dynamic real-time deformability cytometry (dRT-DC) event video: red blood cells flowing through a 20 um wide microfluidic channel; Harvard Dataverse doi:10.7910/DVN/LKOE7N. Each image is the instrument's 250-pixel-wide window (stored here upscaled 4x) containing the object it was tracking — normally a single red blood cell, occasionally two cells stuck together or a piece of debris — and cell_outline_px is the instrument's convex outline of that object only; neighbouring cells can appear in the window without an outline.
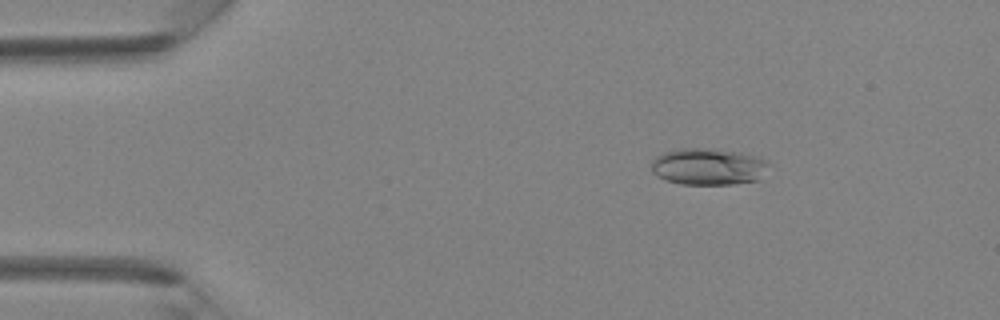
{"species": "Egyptian fruit bat (a non-hibernating species)", "species_latin": "Rousettus aegyptiacus", "temperature_condition": "room temperature", "stored_images_in_passage": 42, "camera_frame_rate_fps": 3000, "um_per_image_px": 0.085, "animal": {"sex": "female"}, "frame": {"image": 1, "passage_image": 7, "time_ms": 2.0, "image_size_px": [1000, 320], "cell_outline_px": [[768, 164], [760, 180], [732, 184], [680, 184], [664, 180], [656, 176], [652, 172], [652, 160], [656, 156], [664, 152], [680, 148], [720, 148], [740, 152], [764, 160]], "centroid_in_image_um": [60.15, 14.16], "position_along_channel_um": 24.8, "area_um2": 25.26}}
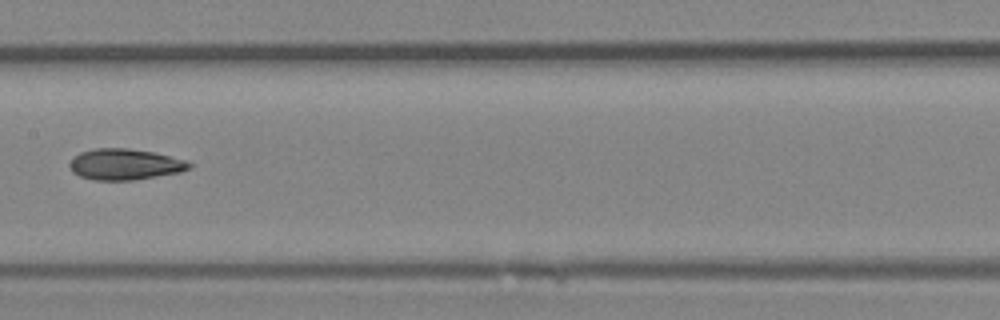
{"frame": {"image": 2, "passage_image": 22, "time_ms": 7.0, "image_size_px": [1000, 320], "cell_outline_px": [[192, 168], [180, 172], [132, 180], [92, 180], [80, 176], [72, 172], [68, 164], [80, 152], [96, 148], [128, 148], [152, 152], [188, 160], [192, 164]], "centroid_in_image_um": [10.63, 13.97], "position_along_channel_um": 196.8, "area_um2": 21.62}}
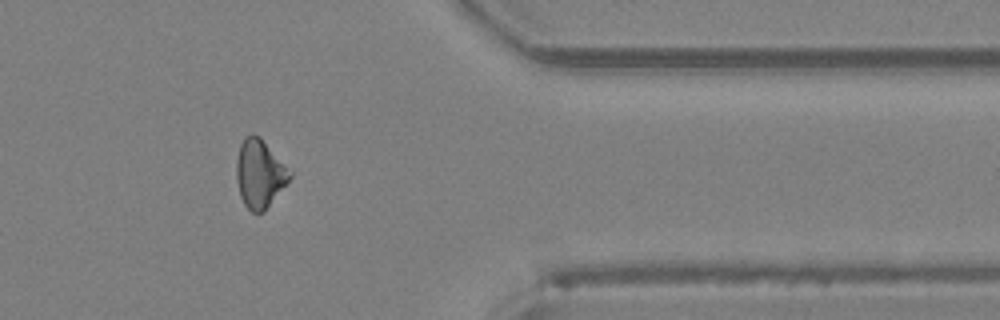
{"frame": {"image": 3, "passage_image": 35, "time_ms": 11.333, "image_size_px": [1000, 320], "cell_outline_px": [[292, 176], [264, 212], [252, 212], [244, 204], [240, 196], [236, 180], [236, 160], [240, 144], [252, 132], [260, 136], [292, 168]], "centroid_in_image_um": [22.1, 14.73], "position_along_channel_um": 389.3, "area_um2": 21.62}}